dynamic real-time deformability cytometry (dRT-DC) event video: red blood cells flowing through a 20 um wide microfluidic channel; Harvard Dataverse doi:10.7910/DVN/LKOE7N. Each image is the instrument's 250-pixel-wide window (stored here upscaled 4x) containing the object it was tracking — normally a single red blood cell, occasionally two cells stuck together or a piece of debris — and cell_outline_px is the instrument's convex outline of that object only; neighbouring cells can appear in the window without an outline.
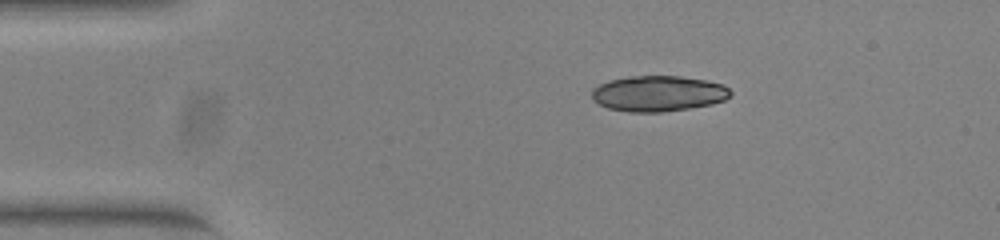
{"species": "common noctule bat (a hibernating species)", "species_latin": "Nyctalus noctula", "temperature_condition": "warm", "stored_images_in_passage": 48, "camera_frame_rate_fps": 3000, "um_per_image_px": 0.085, "animal": {"sex": "female", "body_mass_g": 23.0, "forearm_length_mm": 53.4}, "frame": {"image": 1, "passage_image": 6, "time_ms": 1.667, "image_size_px": [1000, 240], "cell_outline_px": [[732, 96], [724, 100], [712, 104], [688, 108], [660, 112], [628, 112], [608, 108], [592, 100], [592, 88], [608, 80], [628, 76], [680, 76], [704, 80], [724, 84], [732, 92]], "centroid_in_image_um": [55.95, 7.94], "position_along_channel_um": 29.1, "area_um2": 28.96}}